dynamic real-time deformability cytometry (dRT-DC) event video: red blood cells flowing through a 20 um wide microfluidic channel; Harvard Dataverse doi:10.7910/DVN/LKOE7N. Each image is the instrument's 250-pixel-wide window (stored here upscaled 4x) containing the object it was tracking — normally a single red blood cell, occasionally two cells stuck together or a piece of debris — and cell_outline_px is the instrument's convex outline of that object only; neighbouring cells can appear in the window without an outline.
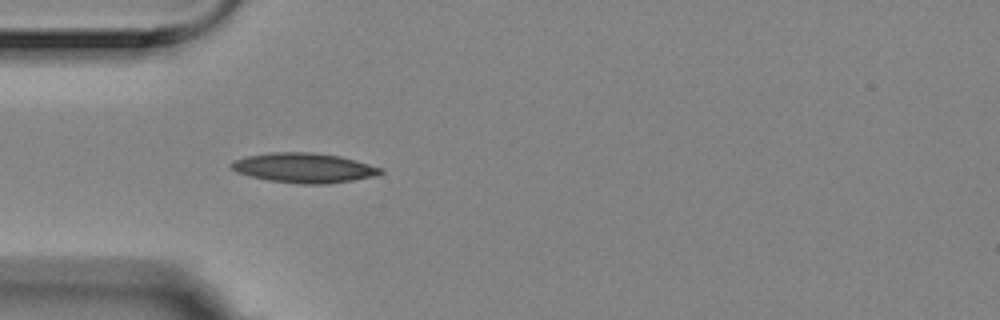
{"species": "Egyptian fruit bat (a non-hibernating species)", "species_latin": "Rousettus aegyptiacus", "temperature_condition": "room temperature", "stored_images_in_passage": 35, "camera_frame_rate_fps": 3000, "um_per_image_px": 0.085, "animal": {"sex": "female"}, "frame": {"image": 1, "passage_image": 1, "time_ms": 0.0, "image_size_px": [1000, 320], "cell_outline_px": [[384, 172], [376, 176], [352, 180], [324, 184], [300, 184], [268, 180], [248, 176], [236, 172], [228, 164], [232, 160], [248, 156], [272, 152], [312, 152], [340, 156], [384, 168]], "centroid_in_image_um": [25.83, 14.27], "position_along_channel_um": 59.2, "area_um2": 26.01}}
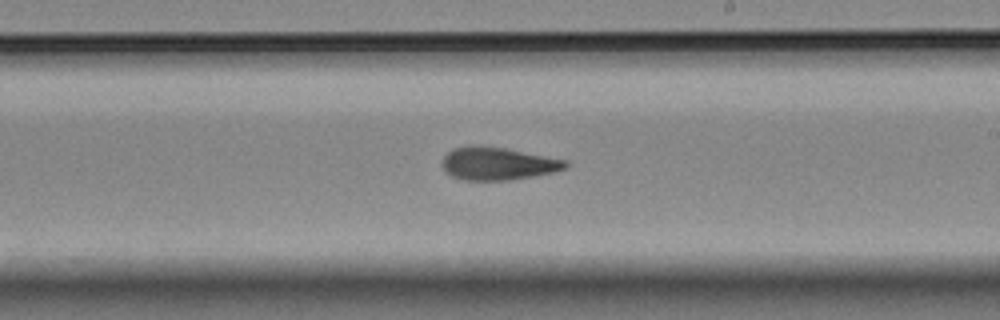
{"frame": {"image": 2, "passage_image": 17, "time_ms": 5.333, "image_size_px": [1000, 320], "cell_outline_px": [[568, 164], [564, 168], [552, 172], [532, 176], [508, 180], [464, 180], [452, 176], [440, 164], [444, 156], [452, 148], [472, 144], [480, 144], [504, 148], [568, 160]], "centroid_in_image_um": [42.26, 13.88], "position_along_channel_um": 246.7, "area_um2": 23.58}}
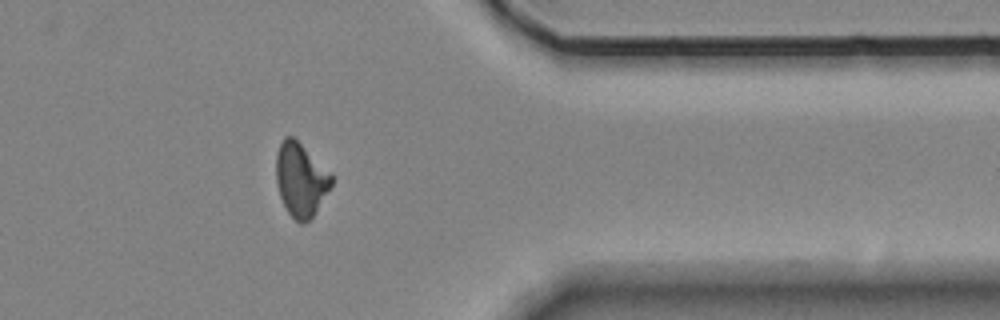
{"frame": {"image": 3, "passage_image": 30, "time_ms": 9.667, "image_size_px": [1000, 320], "cell_outline_px": [[332, 184], [312, 216], [304, 224], [300, 224], [288, 212], [280, 196], [276, 184], [276, 152], [284, 136], [292, 136], [332, 172]], "centroid_in_image_um": [25.55, 15.24], "position_along_channel_um": 385.8, "area_um2": 23.58}, "authors_computed_cell_mechanics": {"area_um2": 23.698, "velocity_mm_per_s": 3.5452, "shape_relaxation_time_tau1_ms": 6.1995, "shape_relaxation_time_tau2_ms": 3.4734, "deformation_change_tau1": 0.1639, "deformation_change_tau2": 0.1063}}